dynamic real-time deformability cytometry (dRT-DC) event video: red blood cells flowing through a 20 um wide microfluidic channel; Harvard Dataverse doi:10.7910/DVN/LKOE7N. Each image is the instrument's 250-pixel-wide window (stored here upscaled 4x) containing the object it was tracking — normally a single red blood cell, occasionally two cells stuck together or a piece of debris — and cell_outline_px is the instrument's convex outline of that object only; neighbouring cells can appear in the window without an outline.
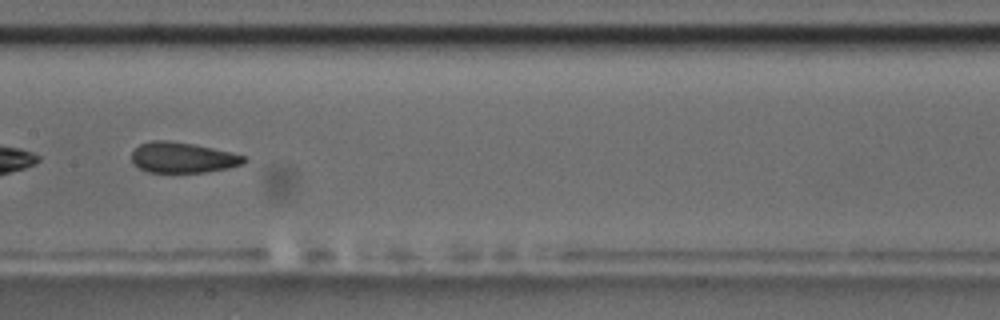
{"species": "common noctule bat (a hibernating species)", "species_latin": "Nyctalus noctula", "temperature_condition": "room temperature", "stored_images_in_passage": 9, "camera_frame_rate_fps": 3000, "um_per_image_px": 0.085, "animal": {"sex": "male", "body_mass_g": 17.5, "forearm_length_mm": 52.3}, "frame": {"image": 1, "passage_image": 8, "time_ms": 8.0, "image_size_px": [1000, 320], "cell_outline_px": [[248, 160], [244, 164], [228, 168], [204, 172], [148, 172], [132, 164], [132, 152], [140, 144], [152, 140], [168, 140], [192, 144], [212, 148], [248, 156]], "centroid_in_image_um": [15.55, 13.39], "position_along_channel_um": 191.9, "area_um2": 20.06}}